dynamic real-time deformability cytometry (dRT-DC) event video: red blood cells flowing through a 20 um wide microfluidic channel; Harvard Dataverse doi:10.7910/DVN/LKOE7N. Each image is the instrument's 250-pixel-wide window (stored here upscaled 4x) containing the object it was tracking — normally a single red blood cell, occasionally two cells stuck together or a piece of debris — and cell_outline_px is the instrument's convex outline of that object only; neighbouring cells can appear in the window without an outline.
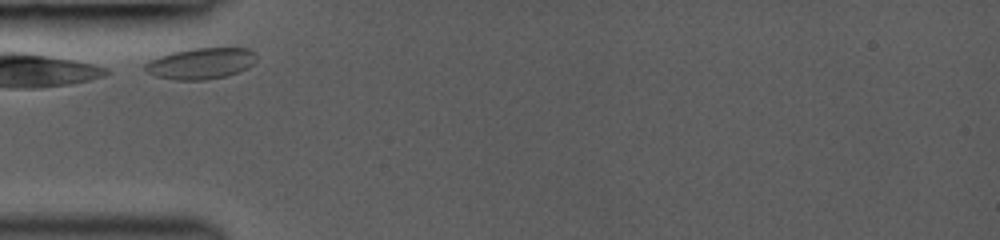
{"species": "common noctule bat (a hibernating species)", "species_latin": "Nyctalus noctula", "temperature_condition": "room temperature", "stored_images_in_passage": 5, "camera_frame_rate_fps": 3000, "um_per_image_px": 0.085, "animal": {"sex": "female", "body_mass_g": 19.0, "forearm_length_mm": 53.3}, "frame": {"image": 1, "passage_image": 1, "time_ms": 0.0, "image_size_px": [1000, 240], "cell_outline_px": [[256, 60], [252, 64], [236, 72], [224, 76], [204, 80], [176, 80], [156, 76], [148, 72], [144, 68], [144, 64], [160, 56], [172, 52], [192, 48], [248, 48], [256, 52]], "centroid_in_image_um": [17.08, 5.38], "position_along_channel_um": 67.9, "area_um2": 19.94}}
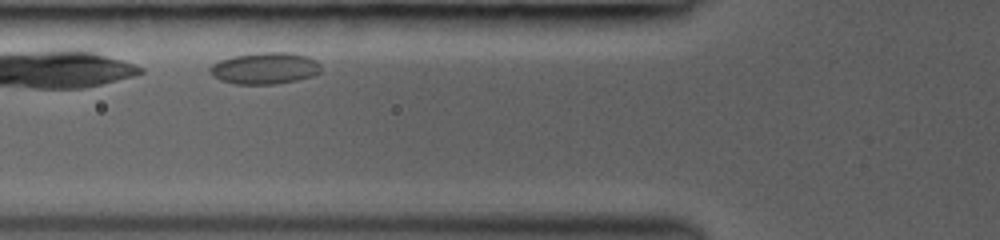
{"frame": {"image": 2, "passage_image": 4, "time_ms": 1.0, "image_size_px": [1000, 240], "cell_outline_px": [[320, 72], [312, 76], [296, 80], [276, 84], [236, 84], [220, 80], [212, 76], [208, 72], [208, 68], [212, 64], [220, 60], [236, 56], [260, 52], [288, 52], [308, 56], [316, 60], [320, 64]], "centroid_in_image_um": [22.5, 5.8], "position_along_channel_um": 103.3, "area_um2": 20.52}}